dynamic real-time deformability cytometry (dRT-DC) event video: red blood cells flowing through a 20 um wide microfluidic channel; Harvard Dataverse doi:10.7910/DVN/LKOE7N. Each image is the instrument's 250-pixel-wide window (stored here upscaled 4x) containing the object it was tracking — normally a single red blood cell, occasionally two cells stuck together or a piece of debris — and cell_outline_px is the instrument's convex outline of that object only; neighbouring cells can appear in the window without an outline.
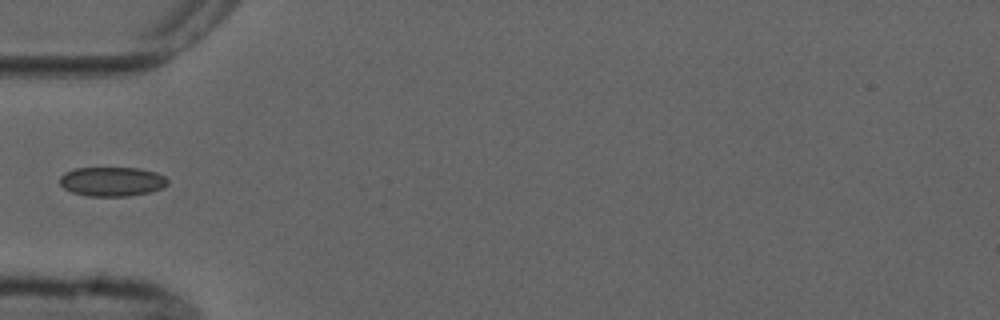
{"species": "common noctule bat (a hibernating species)", "species_latin": "Nyctalus noctula", "temperature_condition": "cold", "stored_images_in_passage": 4, "camera_frame_rate_fps": 3000, "um_per_image_px": 0.085, "animal": {"sex": "male", "forearm_length_mm": 52.5}, "frame": {"image": 1, "passage_image": 4, "time_ms": 3.667, "image_size_px": [1000, 320], "cell_outline_px": [[168, 184], [160, 188], [148, 192], [128, 196], [88, 196], [72, 192], [64, 188], [60, 184], [60, 176], [64, 172], [76, 168], [140, 168], [156, 172], [164, 176], [168, 180]], "centroid_in_image_um": [9.5, 15.42], "position_along_channel_um": 75.5, "area_um2": 18.38}}